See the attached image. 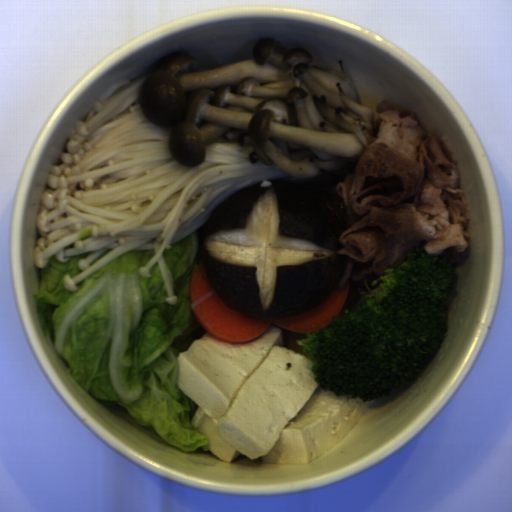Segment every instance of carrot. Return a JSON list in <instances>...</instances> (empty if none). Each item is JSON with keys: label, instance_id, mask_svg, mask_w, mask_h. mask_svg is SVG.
Returning a JSON list of instances; mask_svg holds the SVG:
<instances>
[{"label": "carrot", "instance_id": "obj_1", "mask_svg": "<svg viewBox=\"0 0 512 512\" xmlns=\"http://www.w3.org/2000/svg\"><path fill=\"white\" fill-rule=\"evenodd\" d=\"M350 286L335 287L332 293L316 306L294 316L280 319H252L236 312L214 292L203 262L193 271L189 285V302L200 326L221 342H249L272 325L284 330L310 333L324 328L340 313Z\"/></svg>", "mask_w": 512, "mask_h": 512}]
</instances>
